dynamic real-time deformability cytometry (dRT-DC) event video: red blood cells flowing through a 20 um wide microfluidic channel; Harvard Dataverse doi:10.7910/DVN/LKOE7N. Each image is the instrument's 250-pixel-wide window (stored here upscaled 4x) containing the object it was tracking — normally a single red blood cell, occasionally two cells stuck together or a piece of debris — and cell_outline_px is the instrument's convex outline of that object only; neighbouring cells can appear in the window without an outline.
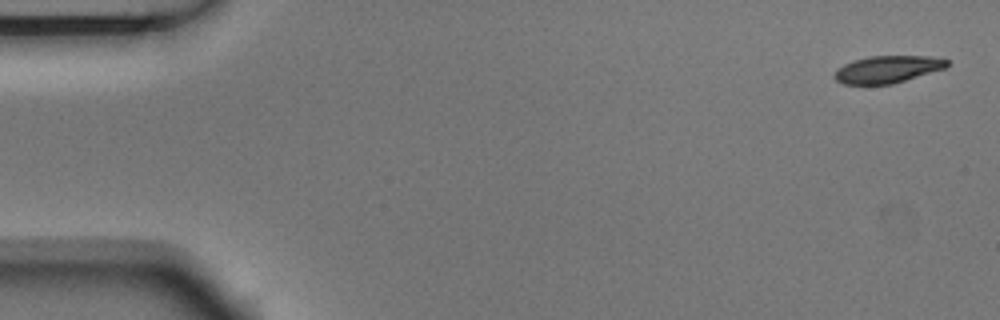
{"species": "Egyptian fruit bat (a non-hibernating species)", "species_latin": "Rousettus aegyptiacus", "temperature_condition": "room temperature", "stored_images_in_passage": 5, "segment_of_instrument_passage": [1, 2], "camera_frame_rate_fps": 3000, "um_per_image_px": 0.085, "animal": {"sex": "male"}, "frame": {"image": 1, "passage_image": 1, "time_ms": 0.0, "image_size_px": [1000, 320], "cell_outline_px": [[948, 64], [944, 68], [892, 84], [844, 84], [836, 80], [832, 76], [836, 68], [852, 60], [868, 56], [928, 56], [948, 60]], "centroid_in_image_um": [75.36, 5.88], "position_along_channel_um": 9.6, "area_um2": 17.74}}
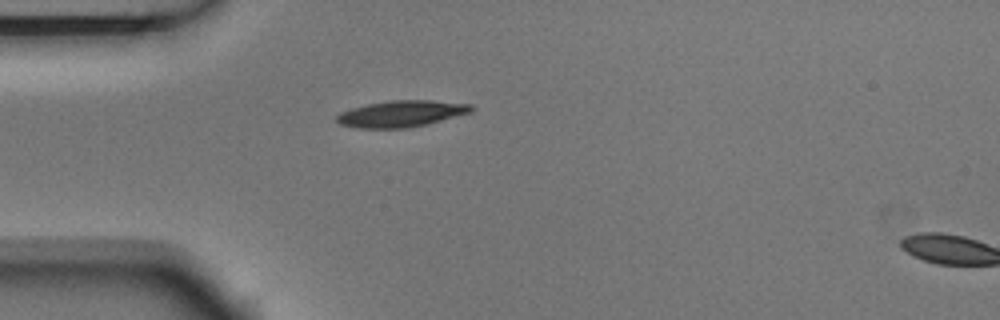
{"frame": {"image": 2, "passage_image": 4, "time_ms": 1.0, "image_size_px": [1000, 320], "cell_outline_px": [[476, 108], [472, 112], [408, 128], [360, 128], [340, 124], [336, 120], [336, 116], [340, 112], [352, 108], [368, 104], [392, 100], [432, 100], [472, 104]], "centroid_in_image_um": [34.13, 9.65], "position_along_channel_um": 50.9, "area_um2": 20.58}}